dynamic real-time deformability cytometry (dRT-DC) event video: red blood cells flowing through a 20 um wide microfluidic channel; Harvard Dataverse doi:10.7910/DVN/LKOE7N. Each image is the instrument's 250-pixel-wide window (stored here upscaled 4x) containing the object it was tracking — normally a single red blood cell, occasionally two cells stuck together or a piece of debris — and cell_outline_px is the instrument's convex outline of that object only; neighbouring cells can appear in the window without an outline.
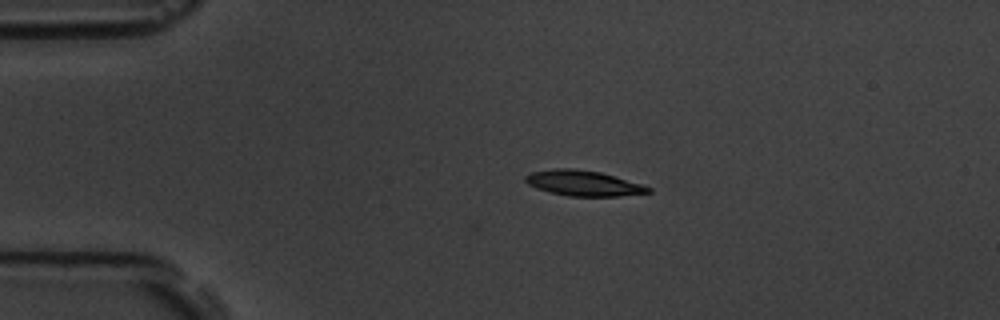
{"species": "common noctule bat (a hibernating species)", "species_latin": "Nyctalus noctula", "temperature_condition": "room temperature", "stored_images_in_passage": 5, "camera_frame_rate_fps": 3000, "um_per_image_px": 0.085, "animal": {"sex": "male", "body_mass_g": 19.5, "forearm_length_mm": 54.6}, "frame": {"image": 1, "passage_image": 4, "time_ms": 3.333, "image_size_px": [1000, 320], "cell_outline_px": [[652, 192], [620, 196], [568, 196], [536, 188], [528, 184], [524, 180], [524, 176], [532, 172], [556, 168], [572, 168], [600, 172], [644, 184], [652, 188]], "centroid_in_image_um": [49.62, 15.57], "position_along_channel_um": 35.4, "area_um2": 18.21}}